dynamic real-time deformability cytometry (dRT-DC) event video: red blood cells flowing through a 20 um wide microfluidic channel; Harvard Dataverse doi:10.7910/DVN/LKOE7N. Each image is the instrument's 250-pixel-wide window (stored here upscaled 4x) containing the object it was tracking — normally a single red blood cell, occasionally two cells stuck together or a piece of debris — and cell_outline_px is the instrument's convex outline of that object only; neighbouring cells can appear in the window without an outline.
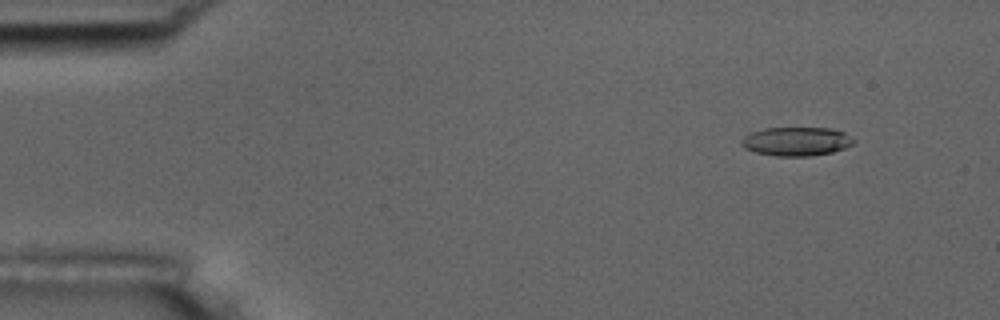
{"species": "common noctule bat (a hibernating species)", "species_latin": "Nyctalus noctula", "temperature_condition": "room temperature", "stored_images_in_passage": 55, "camera_frame_rate_fps": 3000, "um_per_image_px": 0.085, "animal": {"sex": "male", "body_mass_g": 17.5, "forearm_length_mm": 52.3}, "frame": {"image": 1, "passage_image": 6, "time_ms": 1.667, "image_size_px": [1000, 320], "cell_outline_px": [[856, 140], [852, 144], [844, 148], [832, 152], [808, 156], [776, 156], [756, 152], [744, 148], [740, 144], [740, 140], [744, 136], [752, 132], [764, 128], [832, 128], [844, 132]], "centroid_in_image_um": [67.68, 12.01], "position_along_channel_um": 17.3, "area_um2": 18.84}}
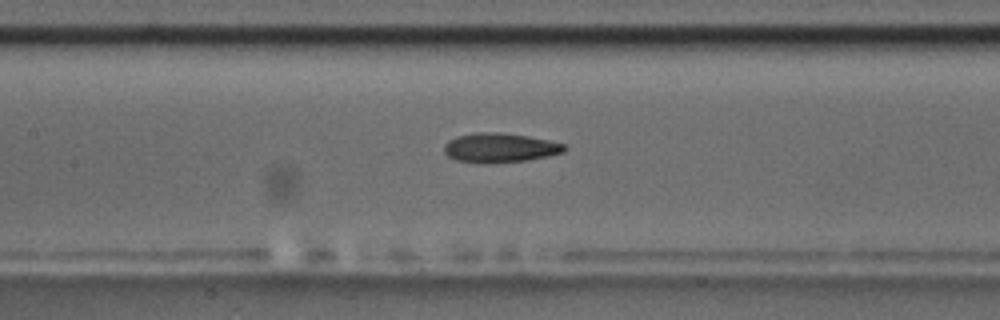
{"frame": {"image": 2, "passage_image": 26, "time_ms": 8.333, "image_size_px": [1000, 320], "cell_outline_px": [[568, 148], [564, 152], [548, 156], [528, 160], [492, 164], [484, 164], [456, 160], [448, 156], [444, 152], [444, 144], [448, 140], [456, 136], [476, 132], [500, 132], [528, 136], [548, 140], [564, 144]], "centroid_in_image_um": [42.47, 12.57], "position_along_channel_um": 164.9, "area_um2": 20.92}}
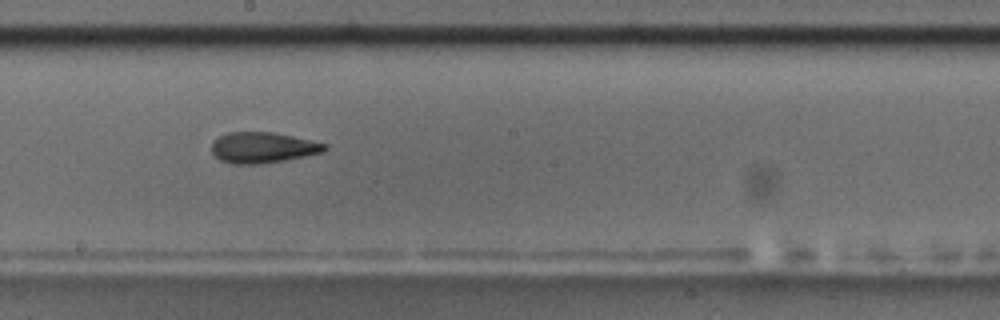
{"frame": {"image": 3, "passage_image": 31, "time_ms": 10.0, "image_size_px": [1000, 320], "cell_outline_px": [[328, 148], [324, 152], [284, 160], [260, 164], [232, 164], [220, 160], [212, 152], [212, 140], [228, 132], [272, 132], [292, 136], [328, 144]], "centroid_in_image_um": [22.33, 12.54], "position_along_channel_um": 225.9, "area_um2": 20.29}, "authors_computed_cell_mechanics": {"area_um2": 20.23, "velocity_mm_per_s": 3.6869, "shape_relaxation_time_tau1_ms": 8.0262, "shape_relaxation_time_tau2_ms": 2.9302, "deformation_change_tau1": 0.2151, "deformation_change_tau2": 0.1164}}